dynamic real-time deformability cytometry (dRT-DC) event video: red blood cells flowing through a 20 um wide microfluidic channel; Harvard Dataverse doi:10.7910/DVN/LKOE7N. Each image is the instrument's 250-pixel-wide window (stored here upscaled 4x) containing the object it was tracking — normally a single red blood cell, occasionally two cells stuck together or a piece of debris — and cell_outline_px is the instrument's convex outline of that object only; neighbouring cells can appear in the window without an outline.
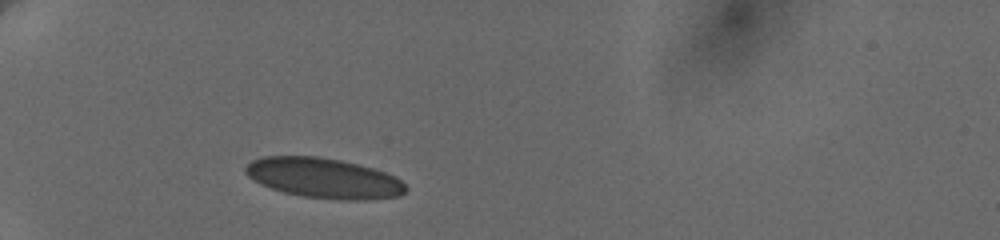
{"species": "human", "species_latin": "Homo sapiens", "temperature_condition": "cold", "stored_images_in_passage": 5, "camera_frame_rate_fps": 3000, "um_per_image_px": 0.085, "donor": {"sex": "female"}, "frame": {"image": 1, "passage_image": 3, "time_ms": 1.667, "image_size_px": [1000, 240], "cell_outline_px": [[408, 188], [400, 196], [364, 200], [344, 200], [304, 196], [284, 192], [260, 184], [248, 176], [244, 172], [244, 168], [252, 160], [264, 156], [316, 156], [340, 160], [360, 164], [384, 172], [400, 180]], "centroid_in_image_um": [27.51, 15.13], "position_along_channel_um": 57.5, "area_um2": 37.28}}